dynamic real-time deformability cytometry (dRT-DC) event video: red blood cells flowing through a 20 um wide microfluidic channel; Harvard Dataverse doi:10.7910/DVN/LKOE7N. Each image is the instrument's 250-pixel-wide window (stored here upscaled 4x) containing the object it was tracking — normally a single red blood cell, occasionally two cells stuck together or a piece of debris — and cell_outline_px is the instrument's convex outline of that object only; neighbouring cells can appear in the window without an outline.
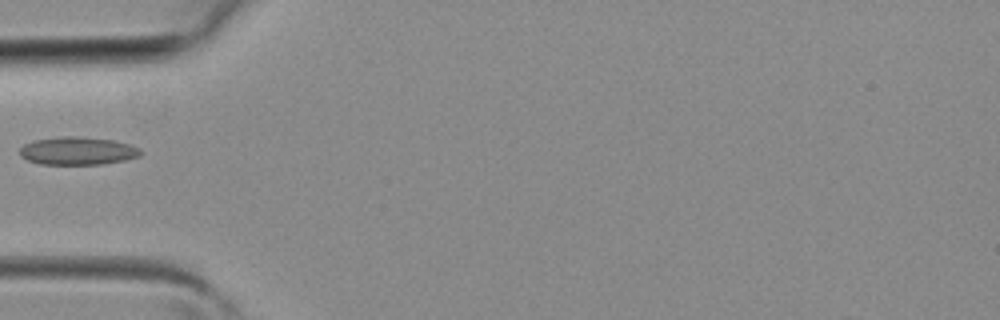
{"species": "common noctule bat (a hibernating species)", "species_latin": "Nyctalus noctula", "temperature_condition": "room temperature", "stored_images_in_passage": 2, "camera_frame_rate_fps": 3000, "um_per_image_px": 0.085, "animal": {"sex": "female", "body_mass_g": 19.3, "forearm_length_mm": 54.1}, "frame": {"image": 1, "passage_image": 2, "time_ms": 0.333, "image_size_px": [1000, 320], "cell_outline_px": [[144, 152], [140, 156], [124, 160], [100, 164], [40, 164], [28, 160], [20, 156], [20, 148], [24, 144], [36, 140], [60, 136], [76, 136], [112, 140], [128, 144], [140, 148]], "centroid_in_image_um": [6.61, 12.82], "position_along_channel_um": 78.4, "area_um2": 19.59}}